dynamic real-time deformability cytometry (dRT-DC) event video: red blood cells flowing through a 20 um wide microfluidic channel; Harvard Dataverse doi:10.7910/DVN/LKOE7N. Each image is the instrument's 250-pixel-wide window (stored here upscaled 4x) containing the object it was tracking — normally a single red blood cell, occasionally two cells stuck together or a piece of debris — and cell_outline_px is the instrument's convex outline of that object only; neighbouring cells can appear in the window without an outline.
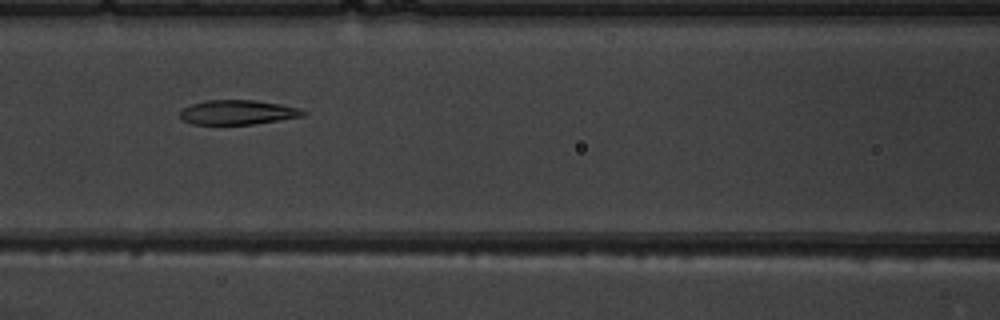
{"species": "common noctule bat (a hibernating species)", "species_latin": "Nyctalus noctula", "temperature_condition": "warm", "stored_images_in_passage": 9, "segment_of_instrument_passage": [1, 2], "camera_frame_rate_fps": 3000, "um_per_image_px": 0.085, "animal": {"sex": "male", "body_mass_g": 19.5, "forearm_length_mm": 54.6}, "frame": {"image": 1, "passage_image": 7, "time_ms": 6.667, "image_size_px": [1000, 320], "cell_outline_px": [[308, 112], [304, 116], [252, 124], [192, 124], [180, 120], [180, 108], [204, 100], [252, 100], [280, 104], [296, 108]], "centroid_in_image_um": [20.13, 9.54], "position_along_channel_um": 146.5, "area_um2": 17.57}}
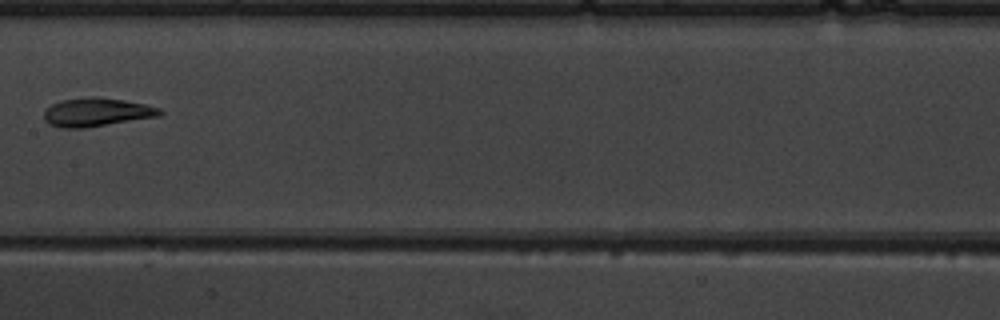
{"frame": {"image": 2, "passage_image": 8, "time_ms": 8.0, "image_size_px": [1000, 320], "cell_outline_px": [[164, 112], [160, 116], [84, 128], [60, 128], [48, 124], [44, 120], [44, 108], [52, 104], [64, 100], [88, 96], [96, 96], [124, 100], [144, 104], [160, 108]], "centroid_in_image_um": [8.19, 9.54], "position_along_channel_um": 199.2, "area_um2": 19.42}}